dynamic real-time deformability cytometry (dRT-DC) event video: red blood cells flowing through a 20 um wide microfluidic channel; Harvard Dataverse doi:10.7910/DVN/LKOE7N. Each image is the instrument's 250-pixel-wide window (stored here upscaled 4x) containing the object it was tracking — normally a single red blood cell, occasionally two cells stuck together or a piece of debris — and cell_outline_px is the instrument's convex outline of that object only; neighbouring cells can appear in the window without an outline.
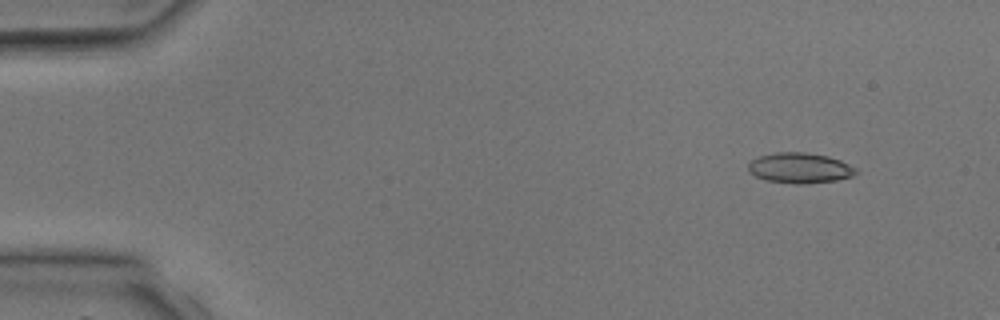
{"species": "common noctule bat (a hibernating species)", "species_latin": "Nyctalus noctula", "temperature_condition": "room temperature", "stored_images_in_passage": 3, "camera_frame_rate_fps": 3000, "um_per_image_px": 0.085, "animal": {"sex": "male", "body_mass_g": 17.9, "forearm_length_mm": 54.2}, "frame": {"image": 1, "passage_image": 1, "time_ms": 0.0, "image_size_px": [1000, 320], "cell_outline_px": [[860, 172], [852, 176], [836, 180], [808, 184], [792, 184], [764, 180], [748, 172], [748, 164], [752, 160], [760, 156], [776, 152], [804, 152], [828, 156], [840, 160], [856, 168]], "centroid_in_image_um": [67.99, 14.29], "position_along_channel_um": 17.0, "area_um2": 19.25}}